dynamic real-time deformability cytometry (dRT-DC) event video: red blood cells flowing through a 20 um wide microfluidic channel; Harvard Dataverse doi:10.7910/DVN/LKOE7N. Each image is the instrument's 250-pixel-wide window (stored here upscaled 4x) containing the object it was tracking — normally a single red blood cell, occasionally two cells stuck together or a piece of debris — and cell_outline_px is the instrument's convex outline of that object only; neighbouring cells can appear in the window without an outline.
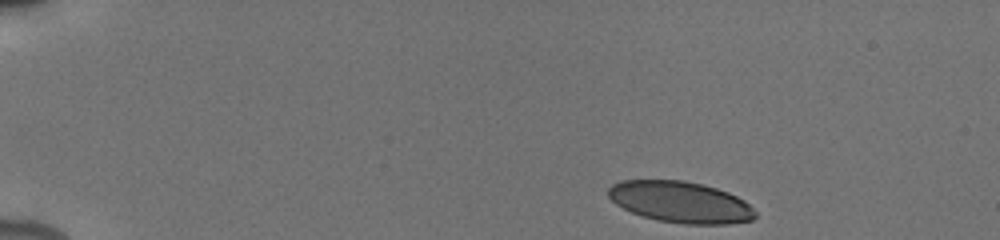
{"species": "human", "species_latin": "Homo sapiens", "temperature_condition": "cold", "stored_images_in_passage": 43, "camera_frame_rate_fps": 3000, "um_per_image_px": 0.085, "donor": {"sex": "male"}, "frame": {"image": 1, "passage_image": 1, "time_ms": 0.0, "image_size_px": [1000, 240], "cell_outline_px": [[756, 216], [752, 220], [728, 224], [684, 224], [656, 220], [632, 212], [616, 204], [608, 196], [608, 188], [612, 184], [620, 180], [684, 180], [704, 184], [728, 192], [744, 200], [756, 212]], "centroid_in_image_um": [57.84, 17.17], "position_along_channel_um": 27.2, "area_um2": 35.43}}
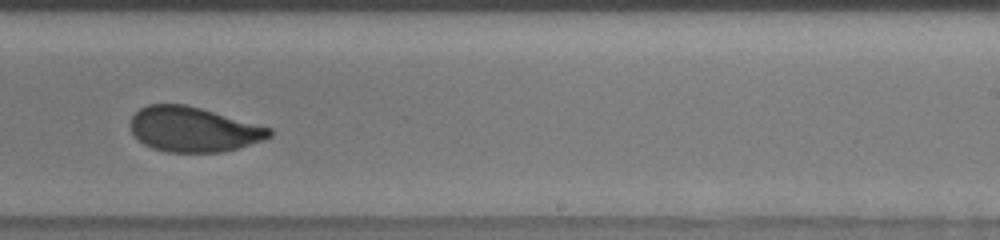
{"frame": {"image": 2, "passage_image": 28, "time_ms": 9.0, "image_size_px": [1000, 240], "cell_outline_px": [[272, 136], [264, 140], [236, 148], [220, 152], [168, 152], [152, 148], [144, 144], [132, 132], [132, 116], [140, 108], [148, 104], [188, 104], [272, 128]], "centroid_in_image_um": [16.46, 10.99], "position_along_channel_um": 272.5, "area_um2": 36.24}}
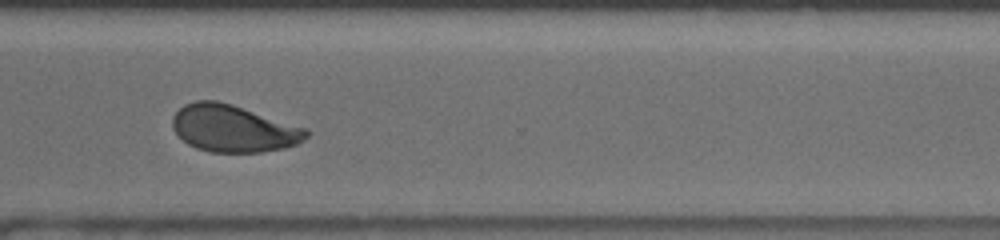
{"frame": {"image": 3, "passage_image": 34, "time_ms": 11.0, "image_size_px": [1000, 240], "cell_outline_px": [[308, 136], [304, 140], [296, 144], [284, 148], [260, 152], [208, 152], [196, 148], [188, 144], [172, 128], [172, 116], [184, 104], [196, 100], [216, 100], [232, 104], [308, 128]], "centroid_in_image_um": [19.84, 10.91], "position_along_channel_um": 350.8, "area_um2": 36.82}, "authors_computed_cell_mechanics": {"area_um2": 37.0498, "velocity_mm_per_s": 3.9026, "shape_relaxation_time_tau1_ms": 6.1175, "shape_relaxation_time_tau2_ms": 0.691, "deformation_change_tau1": 0.1654, "deformation_change_tau2": 0.0576}}